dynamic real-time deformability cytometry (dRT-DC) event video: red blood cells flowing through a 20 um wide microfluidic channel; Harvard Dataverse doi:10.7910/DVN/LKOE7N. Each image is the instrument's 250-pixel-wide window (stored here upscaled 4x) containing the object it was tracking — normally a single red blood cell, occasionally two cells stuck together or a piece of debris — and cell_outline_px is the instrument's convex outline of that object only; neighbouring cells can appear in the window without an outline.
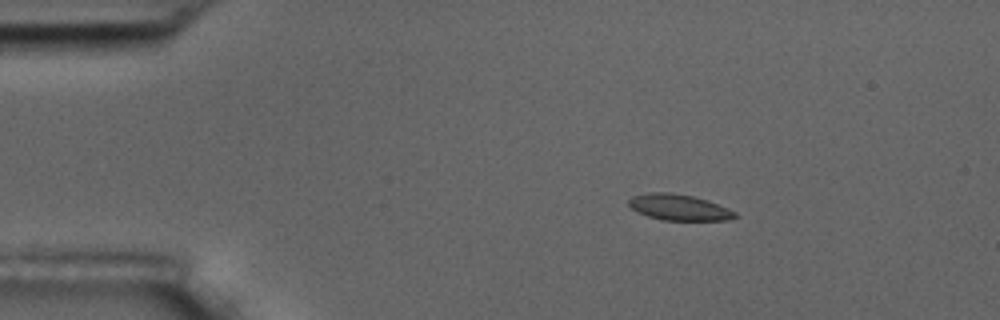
{"species": "common noctule bat (a hibernating species)", "species_latin": "Nyctalus noctula", "temperature_condition": "room temperature", "stored_images_in_passage": 4, "camera_frame_rate_fps": 3000, "um_per_image_px": 0.085, "animal": {"sex": "male", "body_mass_g": 17.5, "forearm_length_mm": 52.3}, "frame": {"image": 1, "passage_image": 2, "time_ms": 2.0, "image_size_px": [1000, 320], "cell_outline_px": [[736, 216], [732, 220], [660, 220], [636, 212], [628, 204], [628, 200], [632, 196], [648, 192], [672, 192], [692, 196], [708, 200], [736, 212]], "centroid_in_image_um": [57.68, 17.62], "position_along_channel_um": 27.3, "area_um2": 16.18}}